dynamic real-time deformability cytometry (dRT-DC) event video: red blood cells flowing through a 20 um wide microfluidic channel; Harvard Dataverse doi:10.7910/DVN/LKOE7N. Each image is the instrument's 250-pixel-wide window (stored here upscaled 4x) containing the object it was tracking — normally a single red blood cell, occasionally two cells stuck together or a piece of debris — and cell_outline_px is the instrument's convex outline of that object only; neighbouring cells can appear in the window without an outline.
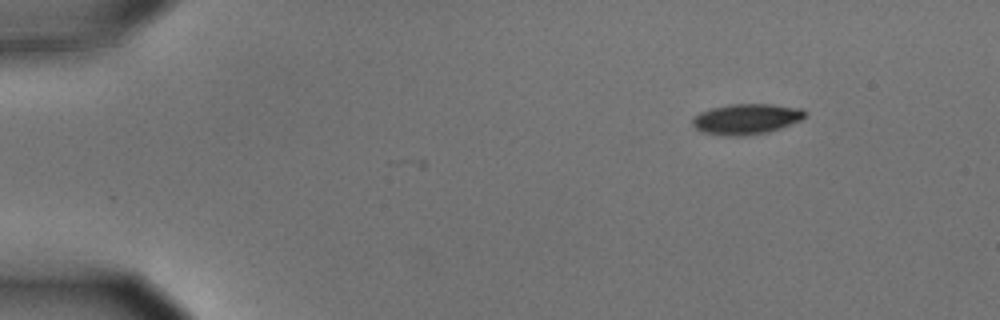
{"species": "common noctule bat (a hibernating species)", "species_latin": "Nyctalus noctula", "temperature_condition": "cold", "stored_images_in_passage": 3, "camera_frame_rate_fps": 3000, "um_per_image_px": 0.085, "animal": {"sex": "male", "body_mass_g": 15.6}, "frame": {"image": 1, "passage_image": 1, "time_ms": 0.0, "image_size_px": [1000, 320], "cell_outline_px": [[804, 116], [800, 120], [780, 128], [768, 132], [740, 136], [732, 136], [704, 132], [696, 128], [692, 124], [692, 116], [700, 112], [712, 108], [728, 104], [772, 104], [804, 108]], "centroid_in_image_um": [63.43, 10.1], "position_along_channel_um": 21.6, "area_um2": 19.88}}